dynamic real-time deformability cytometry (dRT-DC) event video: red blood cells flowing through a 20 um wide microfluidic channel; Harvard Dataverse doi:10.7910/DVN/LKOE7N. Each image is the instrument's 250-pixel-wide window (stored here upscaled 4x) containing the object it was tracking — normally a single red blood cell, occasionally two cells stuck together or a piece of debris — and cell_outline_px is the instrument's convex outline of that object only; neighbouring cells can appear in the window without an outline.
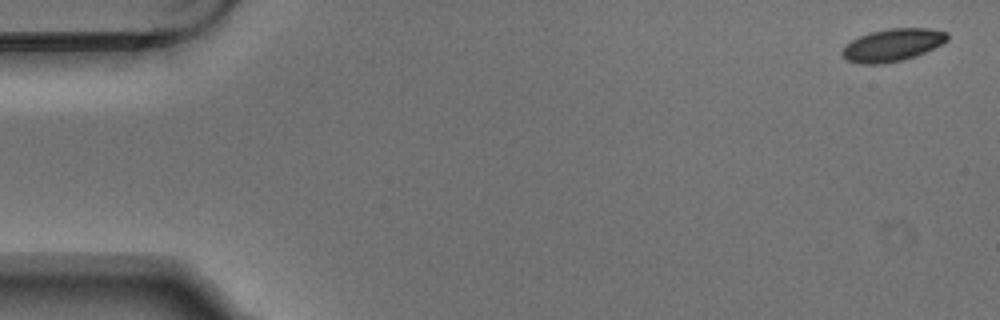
{"species": "Egyptian fruit bat (a non-hibernating species)", "species_latin": "Rousettus aegyptiacus", "temperature_condition": "warm", "stored_images_in_passage": 4, "camera_frame_rate_fps": 3000, "um_per_image_px": 0.085, "animal": {"sex": "male"}, "frame": {"image": 1, "passage_image": 1, "time_ms": 0.0, "image_size_px": [1000, 320], "cell_outline_px": [[948, 40], [916, 56], [904, 60], [880, 64], [860, 64], [848, 60], [840, 52], [852, 40], [860, 36], [872, 32], [888, 28], [928, 28], [948, 32]], "centroid_in_image_um": [75.88, 3.82], "position_along_channel_um": 9.1, "area_um2": 19.71}}
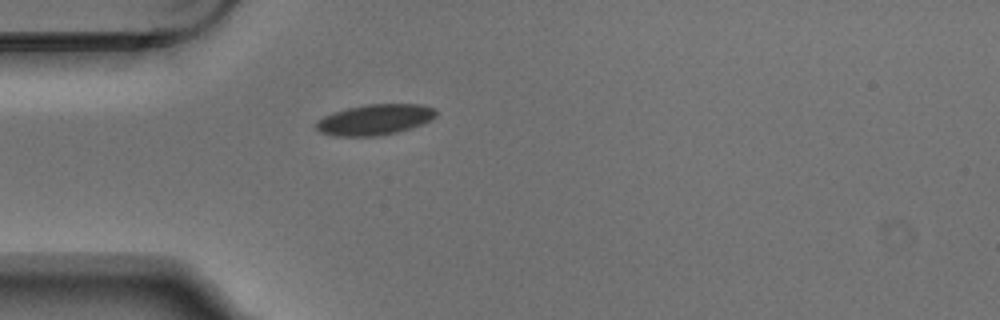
{"frame": {"image": 2, "passage_image": 4, "time_ms": 1.0, "image_size_px": [1000, 320], "cell_outline_px": [[436, 116], [420, 124], [396, 132], [372, 136], [336, 136], [320, 132], [316, 128], [316, 124], [324, 116], [332, 112], [348, 108], [368, 104], [420, 104], [436, 108]], "centroid_in_image_um": [31.85, 10.15], "position_along_channel_um": 53.2, "area_um2": 21.04}}